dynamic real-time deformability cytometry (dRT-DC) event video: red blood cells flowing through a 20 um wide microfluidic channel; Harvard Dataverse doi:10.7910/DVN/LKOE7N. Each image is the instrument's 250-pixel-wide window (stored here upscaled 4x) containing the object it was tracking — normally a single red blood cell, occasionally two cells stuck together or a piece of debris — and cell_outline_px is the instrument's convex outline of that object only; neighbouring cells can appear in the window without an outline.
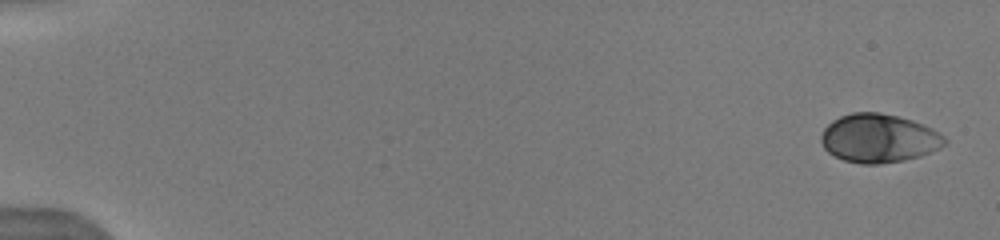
{"species": "human", "species_latin": "Homo sapiens", "temperature_condition": "warm", "stored_images_in_passage": 21, "camera_frame_rate_fps": 3000, "um_per_image_px": 0.085, "donor": {"sex": "male"}, "frame": {"image": 1, "passage_image": 1, "time_ms": 0.0, "image_size_px": [1000, 240], "cell_outline_px": [[948, 144], [940, 148], [920, 156], [904, 160], [880, 164], [860, 164], [844, 160], [828, 152], [824, 148], [820, 140], [820, 136], [824, 128], [832, 120], [840, 116], [852, 112], [880, 112], [912, 120], [932, 128], [944, 136], [948, 140]], "centroid_in_image_um": [74.7, 11.75], "position_along_channel_um": 10.3, "area_um2": 35.2}}
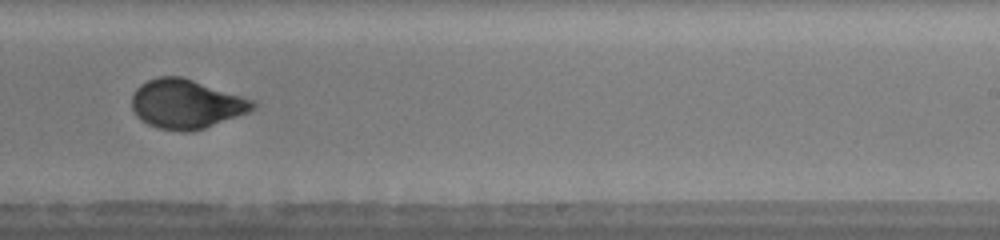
{"frame": {"image": 2, "passage_image": 15, "time_ms": 10.667, "image_size_px": [1000, 240], "cell_outline_px": [[256, 108], [248, 112], [204, 128], [188, 132], [160, 128], [148, 124], [140, 120], [136, 116], [132, 108], [132, 92], [140, 84], [156, 76], [180, 76], [244, 96], [256, 100]], "centroid_in_image_um": [15.82, 8.82], "position_along_channel_um": 273.2, "area_um2": 34.68}}
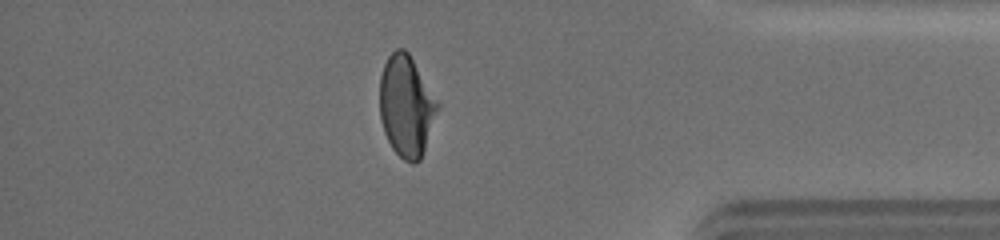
{"frame": {"image": 3, "passage_image": 19, "time_ms": 14.333, "image_size_px": [1000, 240], "cell_outline_px": [[440, 108], [420, 160], [416, 164], [412, 164], [404, 160], [392, 148], [384, 132], [380, 120], [380, 76], [384, 64], [388, 56], [396, 48], [404, 48], [408, 52], [440, 104]], "centroid_in_image_um": [34.54, 9.02], "position_along_channel_um": 400.7, "area_um2": 34.22}, "authors_computed_cell_mechanics": {"area_um2": 34.2754, "velocity_mm_per_s": 4.0772, "shape_relaxation_time_tau1_ms": 4.4369, "shape_relaxation_time_tau2_ms": null, "deformation_change_tau1": 0.1464, "deformation_change_tau2": null}}